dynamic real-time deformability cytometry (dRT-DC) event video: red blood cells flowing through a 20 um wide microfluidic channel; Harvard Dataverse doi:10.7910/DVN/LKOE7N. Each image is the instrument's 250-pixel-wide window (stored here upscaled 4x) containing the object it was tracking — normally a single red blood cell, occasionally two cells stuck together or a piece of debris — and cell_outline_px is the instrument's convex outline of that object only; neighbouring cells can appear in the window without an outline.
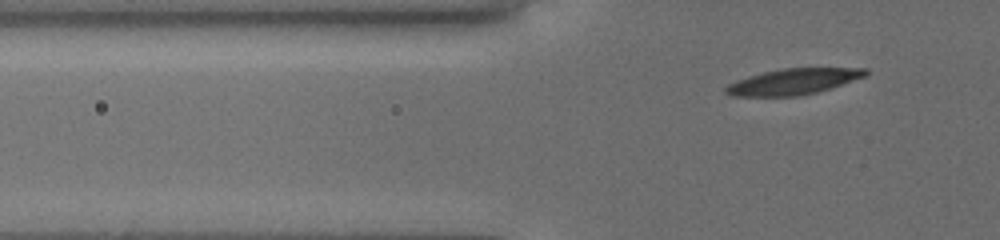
{"species": "common noctule bat (a hibernating species)", "species_latin": "Nyctalus noctula", "temperature_condition": "cold", "stored_images_in_passage": 30, "camera_frame_rate_fps": 3000, "um_per_image_px": 0.085, "animal": {"sex": "female", "body_mass_g": 19.5, "forearm_length_mm": 54.1}, "frame": {"image": 1, "passage_image": 5, "time_ms": 1.667, "image_size_px": [1000, 240], "cell_outline_px": [[868, 76], [832, 88], [800, 96], [732, 96], [724, 92], [724, 88], [728, 84], [736, 80], [748, 76], [764, 72], [784, 68], [868, 68]], "centroid_in_image_um": [67.46, 6.94], "position_along_channel_um": 58.3, "area_um2": 21.27}}
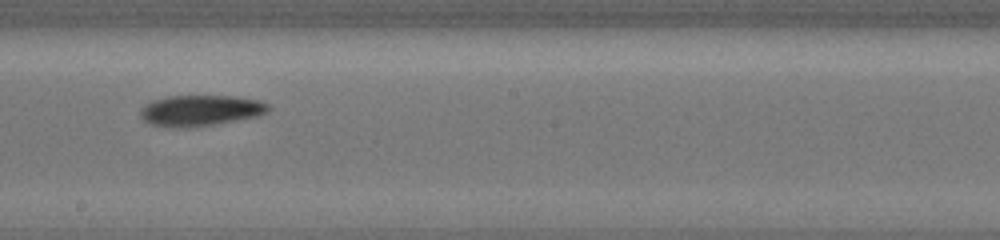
{"frame": {"image": 2, "passage_image": 15, "time_ms": 6.667, "image_size_px": [1000, 240], "cell_outline_px": [[272, 108], [268, 112], [256, 116], [212, 124], [188, 128], [172, 128], [152, 124], [144, 120], [140, 116], [140, 108], [144, 104], [152, 100], [168, 96], [236, 96], [260, 100], [268, 104]], "centroid_in_image_um": [17.02, 9.38], "position_along_channel_um": 231.2, "area_um2": 23.12}}
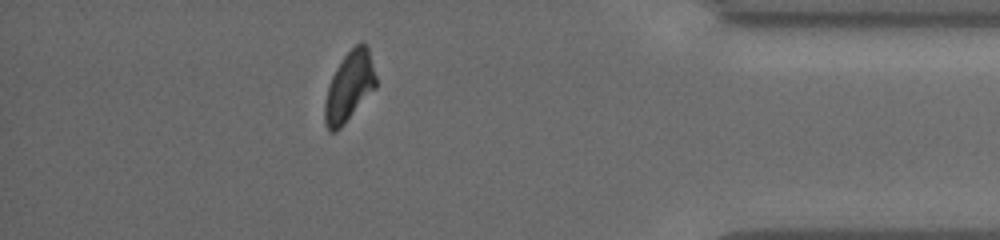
{"frame": {"image": 3, "passage_image": 26, "time_ms": 12.0, "image_size_px": [1000, 240], "cell_outline_px": [[376, 88], [344, 124], [336, 132], [328, 132], [324, 120], [324, 104], [328, 88], [332, 76], [336, 68], [344, 56], [356, 44], [368, 44], [376, 76]], "centroid_in_image_um": [29.69, 7.38], "position_along_channel_um": 405.5, "area_um2": 20.75}}